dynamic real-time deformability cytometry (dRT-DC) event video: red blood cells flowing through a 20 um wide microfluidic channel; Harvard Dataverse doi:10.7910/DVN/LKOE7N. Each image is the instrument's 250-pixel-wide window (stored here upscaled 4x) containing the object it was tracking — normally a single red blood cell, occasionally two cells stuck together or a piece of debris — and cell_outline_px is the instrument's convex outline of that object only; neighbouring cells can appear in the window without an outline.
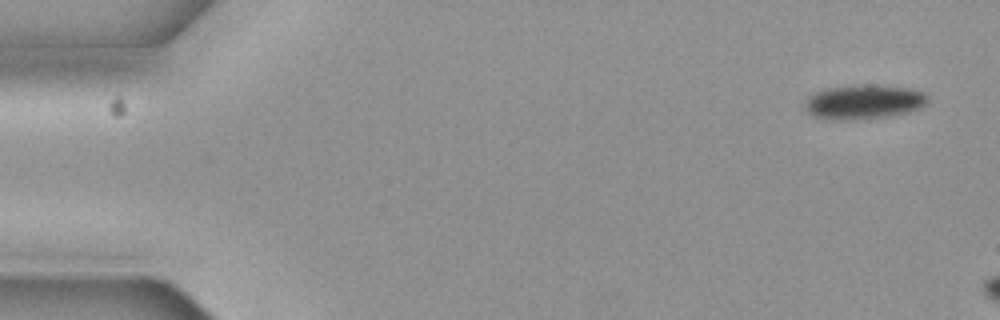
{"species": "common noctule bat (a hibernating species)", "species_latin": "Nyctalus noctula", "temperature_condition": "cold", "stored_images_in_passage": 3, "camera_frame_rate_fps": 3000, "um_per_image_px": 0.085, "animal": {"sex": "female", "body_mass_g": 19.3, "forearm_length_mm": 54.1}, "frame": {"image": 1, "passage_image": 1, "time_ms": 0.0, "image_size_px": [1000, 320], "cell_outline_px": [[928, 100], [920, 108], [904, 112], [884, 116], [856, 120], [832, 120], [812, 116], [804, 108], [804, 104], [808, 96], [816, 92], [828, 88], [856, 84], [864, 84], [908, 88], [924, 92], [928, 96]], "centroid_in_image_um": [73.36, 8.66], "position_along_channel_um": 11.6, "area_um2": 24.57}}